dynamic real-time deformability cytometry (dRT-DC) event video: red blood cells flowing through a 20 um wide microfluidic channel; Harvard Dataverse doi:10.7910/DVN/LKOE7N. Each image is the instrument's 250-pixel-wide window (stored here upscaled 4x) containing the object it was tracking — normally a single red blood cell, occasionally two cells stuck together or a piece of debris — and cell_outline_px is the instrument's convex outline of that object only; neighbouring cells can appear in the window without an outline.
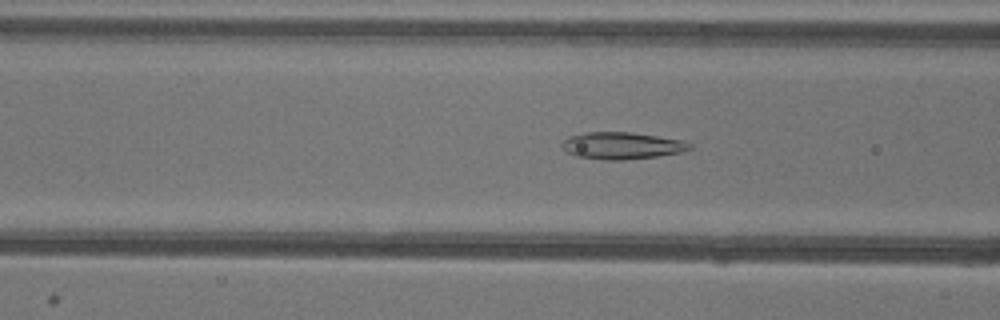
{"species": "common noctule bat (a hibernating species)", "species_latin": "Nyctalus noctula", "temperature_condition": "warm", "stored_images_in_passage": 42, "camera_frame_rate_fps": 3000, "um_per_image_px": 0.085, "animal": {"sex": "female"}, "frame": {"image": 1, "passage_image": 17, "time_ms": 5.333, "image_size_px": [1000, 320], "cell_outline_px": [[692, 148], [680, 152], [656, 156], [624, 160], [604, 160], [576, 156], [560, 148], [560, 144], [568, 136], [588, 132], [628, 132], [684, 140], [692, 144]], "centroid_in_image_um": [52.82, 12.38], "position_along_channel_um": 113.8, "area_um2": 20.06}}
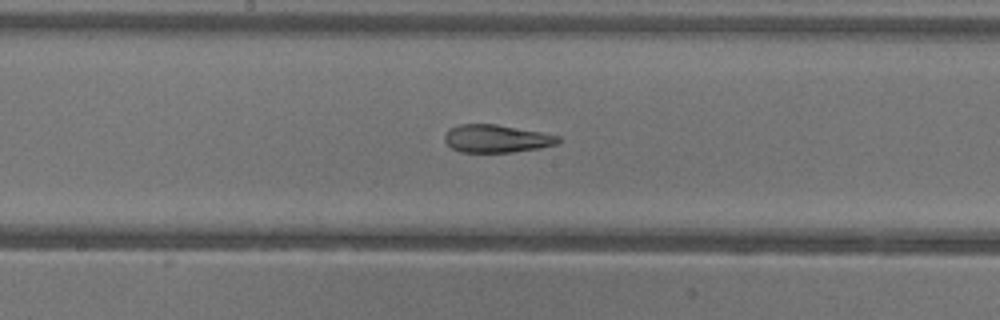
{"frame": {"image": 2, "passage_image": 24, "time_ms": 7.667, "image_size_px": [1000, 320], "cell_outline_px": [[560, 140], [556, 144], [540, 148], [512, 152], [460, 152], [452, 148], [444, 140], [444, 136], [448, 128], [460, 124], [496, 124], [540, 132], [560, 136]], "centroid_in_image_um": [42.17, 11.78], "position_along_channel_um": 206.0, "area_um2": 18.38}}
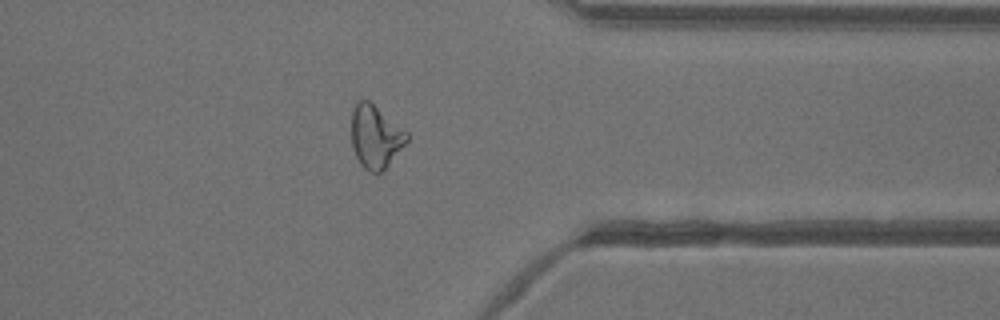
{"frame": {"image": 3, "passage_image": 38, "time_ms": 12.333, "image_size_px": [1000, 320], "cell_outline_px": [[408, 140], [388, 164], [380, 172], [368, 172], [360, 164], [352, 148], [352, 112], [356, 104], [360, 100], [368, 100], [404, 128], [408, 132]], "centroid_in_image_um": [31.91, 11.61], "position_along_channel_um": 379.5, "area_um2": 20.06}, "authors_computed_cell_mechanics": {"area_um2": 19.9988, "velocity_mm_per_s": 3.9398, "shape_relaxation_time_tau1_ms": null, "shape_relaxation_time_tau2_ms": 2.462, "deformation_change_tau1": null, "deformation_change_tau2": 0.1146}}